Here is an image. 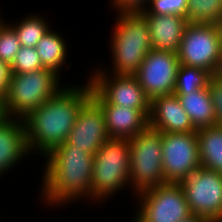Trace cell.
Returning <instances> with one entry per match:
<instances>
[{"label":"cell","instance_id":"obj_1","mask_svg":"<svg viewBox=\"0 0 222 222\" xmlns=\"http://www.w3.org/2000/svg\"><path fill=\"white\" fill-rule=\"evenodd\" d=\"M91 88L89 80L84 86L64 87L23 118L30 153L45 157L66 141L81 106L91 97Z\"/></svg>","mask_w":222,"mask_h":222},{"label":"cell","instance_id":"obj_2","mask_svg":"<svg viewBox=\"0 0 222 222\" xmlns=\"http://www.w3.org/2000/svg\"><path fill=\"white\" fill-rule=\"evenodd\" d=\"M45 158L42 197L44 203L58 206L84 199L92 201L94 155L71 144L54 148Z\"/></svg>","mask_w":222,"mask_h":222},{"label":"cell","instance_id":"obj_3","mask_svg":"<svg viewBox=\"0 0 222 222\" xmlns=\"http://www.w3.org/2000/svg\"><path fill=\"white\" fill-rule=\"evenodd\" d=\"M111 37V73L134 75L153 49L147 20L140 13L118 14Z\"/></svg>","mask_w":222,"mask_h":222},{"label":"cell","instance_id":"obj_4","mask_svg":"<svg viewBox=\"0 0 222 222\" xmlns=\"http://www.w3.org/2000/svg\"><path fill=\"white\" fill-rule=\"evenodd\" d=\"M60 80L59 75L48 68L11 74L3 97L6 115L25 118L63 88Z\"/></svg>","mask_w":222,"mask_h":222},{"label":"cell","instance_id":"obj_5","mask_svg":"<svg viewBox=\"0 0 222 222\" xmlns=\"http://www.w3.org/2000/svg\"><path fill=\"white\" fill-rule=\"evenodd\" d=\"M129 140H107L94 155L92 171V200L102 201L131 182Z\"/></svg>","mask_w":222,"mask_h":222},{"label":"cell","instance_id":"obj_6","mask_svg":"<svg viewBox=\"0 0 222 222\" xmlns=\"http://www.w3.org/2000/svg\"><path fill=\"white\" fill-rule=\"evenodd\" d=\"M129 143V179L134 189L132 191L136 192L134 194L166 184L162 161V132L148 126L133 136Z\"/></svg>","mask_w":222,"mask_h":222},{"label":"cell","instance_id":"obj_7","mask_svg":"<svg viewBox=\"0 0 222 222\" xmlns=\"http://www.w3.org/2000/svg\"><path fill=\"white\" fill-rule=\"evenodd\" d=\"M180 64L222 73V35L218 25L187 24L177 52Z\"/></svg>","mask_w":222,"mask_h":222},{"label":"cell","instance_id":"obj_8","mask_svg":"<svg viewBox=\"0 0 222 222\" xmlns=\"http://www.w3.org/2000/svg\"><path fill=\"white\" fill-rule=\"evenodd\" d=\"M179 184L193 215L222 222V173L199 167Z\"/></svg>","mask_w":222,"mask_h":222},{"label":"cell","instance_id":"obj_9","mask_svg":"<svg viewBox=\"0 0 222 222\" xmlns=\"http://www.w3.org/2000/svg\"><path fill=\"white\" fill-rule=\"evenodd\" d=\"M137 213L146 222H179L190 217L185 192L179 183H166L143 190Z\"/></svg>","mask_w":222,"mask_h":222},{"label":"cell","instance_id":"obj_10","mask_svg":"<svg viewBox=\"0 0 222 222\" xmlns=\"http://www.w3.org/2000/svg\"><path fill=\"white\" fill-rule=\"evenodd\" d=\"M163 173L167 183H180L201 167L196 132L162 133Z\"/></svg>","mask_w":222,"mask_h":222},{"label":"cell","instance_id":"obj_11","mask_svg":"<svg viewBox=\"0 0 222 222\" xmlns=\"http://www.w3.org/2000/svg\"><path fill=\"white\" fill-rule=\"evenodd\" d=\"M92 73L88 79L92 88L108 104L139 109L150 115L151 100L145 95L134 75L111 76L106 70L102 71V68Z\"/></svg>","mask_w":222,"mask_h":222},{"label":"cell","instance_id":"obj_12","mask_svg":"<svg viewBox=\"0 0 222 222\" xmlns=\"http://www.w3.org/2000/svg\"><path fill=\"white\" fill-rule=\"evenodd\" d=\"M179 64L176 53L153 48L134 76L145 95L152 100L157 96L173 94Z\"/></svg>","mask_w":222,"mask_h":222},{"label":"cell","instance_id":"obj_13","mask_svg":"<svg viewBox=\"0 0 222 222\" xmlns=\"http://www.w3.org/2000/svg\"><path fill=\"white\" fill-rule=\"evenodd\" d=\"M103 109L91 96L80 108L77 120L66 141L79 149H84L91 155L109 140Z\"/></svg>","mask_w":222,"mask_h":222},{"label":"cell","instance_id":"obj_14","mask_svg":"<svg viewBox=\"0 0 222 222\" xmlns=\"http://www.w3.org/2000/svg\"><path fill=\"white\" fill-rule=\"evenodd\" d=\"M91 96L103 109L110 138L130 140L149 126V116L144 111L108 104L93 88Z\"/></svg>","mask_w":222,"mask_h":222},{"label":"cell","instance_id":"obj_15","mask_svg":"<svg viewBox=\"0 0 222 222\" xmlns=\"http://www.w3.org/2000/svg\"><path fill=\"white\" fill-rule=\"evenodd\" d=\"M149 127L162 133L197 131L175 94L157 96L151 100Z\"/></svg>","mask_w":222,"mask_h":222},{"label":"cell","instance_id":"obj_16","mask_svg":"<svg viewBox=\"0 0 222 222\" xmlns=\"http://www.w3.org/2000/svg\"><path fill=\"white\" fill-rule=\"evenodd\" d=\"M29 154L24 119L5 117L0 122V177Z\"/></svg>","mask_w":222,"mask_h":222},{"label":"cell","instance_id":"obj_17","mask_svg":"<svg viewBox=\"0 0 222 222\" xmlns=\"http://www.w3.org/2000/svg\"><path fill=\"white\" fill-rule=\"evenodd\" d=\"M148 22L151 45L154 49L178 52L180 41L188 24L187 18L179 15L140 13Z\"/></svg>","mask_w":222,"mask_h":222},{"label":"cell","instance_id":"obj_18","mask_svg":"<svg viewBox=\"0 0 222 222\" xmlns=\"http://www.w3.org/2000/svg\"><path fill=\"white\" fill-rule=\"evenodd\" d=\"M196 129L217 125L208 87L190 94H175Z\"/></svg>","mask_w":222,"mask_h":222},{"label":"cell","instance_id":"obj_19","mask_svg":"<svg viewBox=\"0 0 222 222\" xmlns=\"http://www.w3.org/2000/svg\"><path fill=\"white\" fill-rule=\"evenodd\" d=\"M196 133L201 167L222 173V126L203 127Z\"/></svg>","mask_w":222,"mask_h":222},{"label":"cell","instance_id":"obj_20","mask_svg":"<svg viewBox=\"0 0 222 222\" xmlns=\"http://www.w3.org/2000/svg\"><path fill=\"white\" fill-rule=\"evenodd\" d=\"M36 51L42 66L53 70L58 75L66 62L67 44L57 32L49 30L36 44Z\"/></svg>","mask_w":222,"mask_h":222},{"label":"cell","instance_id":"obj_21","mask_svg":"<svg viewBox=\"0 0 222 222\" xmlns=\"http://www.w3.org/2000/svg\"><path fill=\"white\" fill-rule=\"evenodd\" d=\"M186 18L189 24L219 26L222 21V0H188Z\"/></svg>","mask_w":222,"mask_h":222},{"label":"cell","instance_id":"obj_22","mask_svg":"<svg viewBox=\"0 0 222 222\" xmlns=\"http://www.w3.org/2000/svg\"><path fill=\"white\" fill-rule=\"evenodd\" d=\"M213 75L202 68L179 64L173 94H190L208 87Z\"/></svg>","mask_w":222,"mask_h":222},{"label":"cell","instance_id":"obj_23","mask_svg":"<svg viewBox=\"0 0 222 222\" xmlns=\"http://www.w3.org/2000/svg\"><path fill=\"white\" fill-rule=\"evenodd\" d=\"M22 19L20 23L16 22L10 26L16 32L21 46L35 48L38 41L50 30L48 21H45L41 15L40 17L28 15Z\"/></svg>","mask_w":222,"mask_h":222},{"label":"cell","instance_id":"obj_24","mask_svg":"<svg viewBox=\"0 0 222 222\" xmlns=\"http://www.w3.org/2000/svg\"><path fill=\"white\" fill-rule=\"evenodd\" d=\"M21 45L16 32L4 20H0V60L9 66L15 59Z\"/></svg>","mask_w":222,"mask_h":222},{"label":"cell","instance_id":"obj_25","mask_svg":"<svg viewBox=\"0 0 222 222\" xmlns=\"http://www.w3.org/2000/svg\"><path fill=\"white\" fill-rule=\"evenodd\" d=\"M43 68L36 48L21 46L14 61L10 65V72L11 74L29 73Z\"/></svg>","mask_w":222,"mask_h":222},{"label":"cell","instance_id":"obj_26","mask_svg":"<svg viewBox=\"0 0 222 222\" xmlns=\"http://www.w3.org/2000/svg\"><path fill=\"white\" fill-rule=\"evenodd\" d=\"M148 4L150 6L143 13L186 17L188 0H149Z\"/></svg>","mask_w":222,"mask_h":222},{"label":"cell","instance_id":"obj_27","mask_svg":"<svg viewBox=\"0 0 222 222\" xmlns=\"http://www.w3.org/2000/svg\"><path fill=\"white\" fill-rule=\"evenodd\" d=\"M208 90L213 102L217 125L222 126V73L210 78Z\"/></svg>","mask_w":222,"mask_h":222},{"label":"cell","instance_id":"obj_28","mask_svg":"<svg viewBox=\"0 0 222 222\" xmlns=\"http://www.w3.org/2000/svg\"><path fill=\"white\" fill-rule=\"evenodd\" d=\"M10 66L0 60V96L4 97L7 85L10 80Z\"/></svg>","mask_w":222,"mask_h":222},{"label":"cell","instance_id":"obj_29","mask_svg":"<svg viewBox=\"0 0 222 222\" xmlns=\"http://www.w3.org/2000/svg\"><path fill=\"white\" fill-rule=\"evenodd\" d=\"M179 222H210V221L205 218L198 217L192 214L190 217H187Z\"/></svg>","mask_w":222,"mask_h":222},{"label":"cell","instance_id":"obj_30","mask_svg":"<svg viewBox=\"0 0 222 222\" xmlns=\"http://www.w3.org/2000/svg\"><path fill=\"white\" fill-rule=\"evenodd\" d=\"M7 117L6 112H5V108L3 106V97L0 96V122Z\"/></svg>","mask_w":222,"mask_h":222},{"label":"cell","instance_id":"obj_31","mask_svg":"<svg viewBox=\"0 0 222 222\" xmlns=\"http://www.w3.org/2000/svg\"><path fill=\"white\" fill-rule=\"evenodd\" d=\"M133 219H134L133 220L134 222H146L137 213H136V217L134 216Z\"/></svg>","mask_w":222,"mask_h":222},{"label":"cell","instance_id":"obj_32","mask_svg":"<svg viewBox=\"0 0 222 222\" xmlns=\"http://www.w3.org/2000/svg\"><path fill=\"white\" fill-rule=\"evenodd\" d=\"M220 30H221V35H222V21L219 24Z\"/></svg>","mask_w":222,"mask_h":222}]
</instances>
